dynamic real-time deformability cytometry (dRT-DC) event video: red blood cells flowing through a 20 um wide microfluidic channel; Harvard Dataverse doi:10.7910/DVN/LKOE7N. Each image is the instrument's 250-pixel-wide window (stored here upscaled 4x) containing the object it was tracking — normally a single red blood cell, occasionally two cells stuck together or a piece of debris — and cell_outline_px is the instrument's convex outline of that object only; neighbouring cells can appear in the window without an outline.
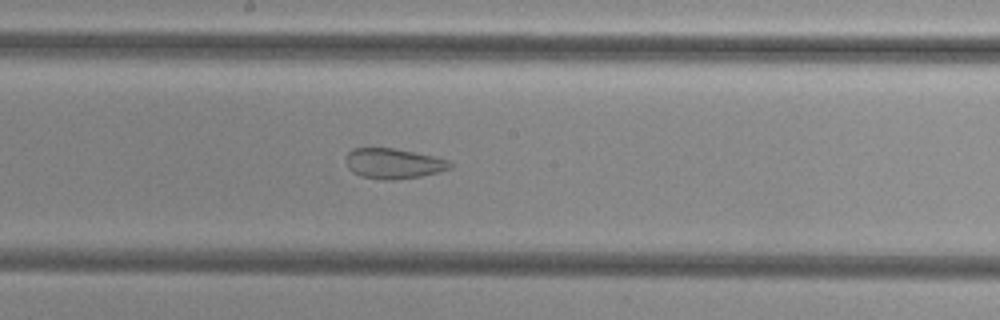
{"species": "common noctule bat (a hibernating species)", "species_latin": "Nyctalus noctula", "temperature_condition": "cold", "stored_images_in_passage": 44, "camera_frame_rate_fps": 3000, "um_per_image_px": 0.085, "animal": {"sex": "female", "body_mass_g": 29.2, "forearm_length_mm": 56.3}, "frame": {"image": 1, "passage_image": 20, "time_ms": 6.333, "image_size_px": [1000, 320], "cell_outline_px": [[452, 168], [440, 172], [420, 176], [396, 180], [380, 180], [360, 176], [352, 172], [348, 168], [348, 152], [352, 148], [392, 148], [432, 156], [448, 160], [452, 164]], "centroid_in_image_um": [33.45, 13.92], "position_along_channel_um": 214.7, "area_um2": 18.26}}
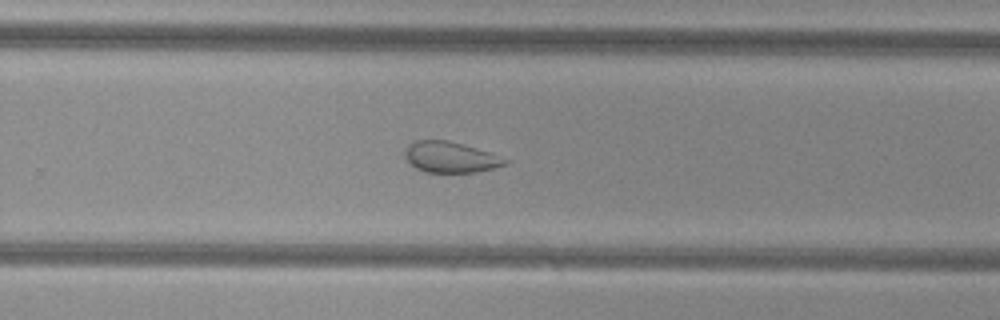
{"frame": {"image": 2, "passage_image": 26, "time_ms": 8.333, "image_size_px": [1000, 320], "cell_outline_px": [[508, 164], [476, 172], [424, 172], [416, 168], [404, 156], [404, 152], [408, 144], [416, 140], [448, 140], [476, 148], [488, 152], [508, 160]], "centroid_in_image_um": [38.25, 13.35], "position_along_channel_um": 291.5, "area_um2": 17.8}}
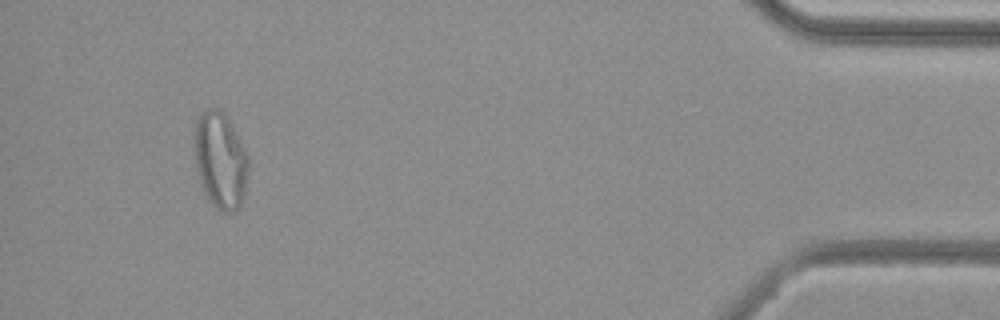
{"frame": {"image": 3, "passage_image": 41, "time_ms": 13.333, "image_size_px": [1000, 320], "cell_outline_px": [[248, 172], [244, 196], [240, 208], [232, 212], [224, 212], [216, 208], [208, 200], [204, 192], [196, 168], [192, 140], [196, 120], [208, 108], [216, 108], [224, 112], [228, 116], [248, 156]], "centroid_in_image_um": [18.72, 13.62], "position_along_channel_um": 416.5, "area_um2": 30.81}, "authors_computed_cell_mechanics": {"area_um2": 25.2875, "velocity_mm_per_s": 3.8414, "shape_relaxation_time_tau1_ms": null, "shape_relaxation_time_tau2_ms": 1.4733, "deformation_change_tau1": null, "deformation_change_tau2": 0.0806}}